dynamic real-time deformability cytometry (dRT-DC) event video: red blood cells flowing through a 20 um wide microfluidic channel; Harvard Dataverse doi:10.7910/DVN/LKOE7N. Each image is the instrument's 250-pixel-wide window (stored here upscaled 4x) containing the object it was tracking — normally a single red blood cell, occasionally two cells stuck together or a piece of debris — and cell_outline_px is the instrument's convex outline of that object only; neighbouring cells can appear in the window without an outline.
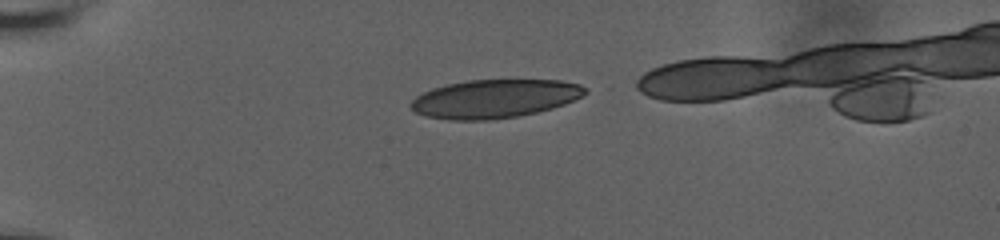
{"species": "human", "species_latin": "Homo sapiens", "temperature_condition": "room temperature", "stored_images_in_passage": 39, "camera_frame_rate_fps": 3000, "um_per_image_px": 0.085, "donor": {"sex": "male"}, "frame": {"image": 1, "passage_image": 1, "time_ms": 0.0, "image_size_px": [1000, 240], "cell_outline_px": [[588, 92], [564, 104], [552, 108], [536, 112], [516, 116], [488, 120], [448, 120], [424, 116], [416, 112], [408, 104], [416, 96], [432, 88], [448, 84], [468, 80], [560, 80], [580, 84], [588, 88]], "centroid_in_image_um": [42.02, 8.39], "position_along_channel_um": 43.0, "area_um2": 39.02}}
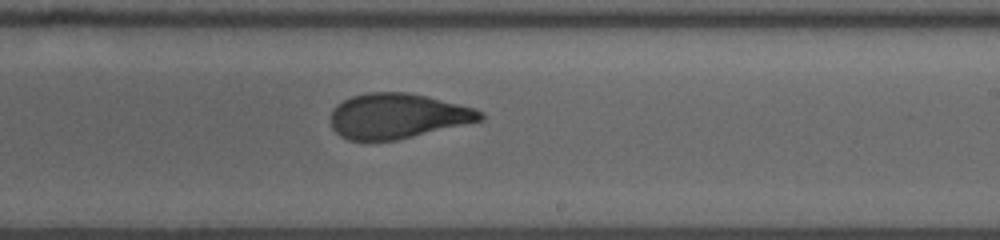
{"frame": {"image": 2, "passage_image": 22, "time_ms": 7.0, "image_size_px": [1000, 240], "cell_outline_px": [[484, 120], [396, 140], [348, 140], [340, 136], [332, 128], [332, 112], [336, 104], [352, 96], [368, 92], [408, 92], [472, 108], [484, 112]], "centroid_in_image_um": [33.77, 9.86], "position_along_channel_um": 255.2, "area_um2": 38.9}}
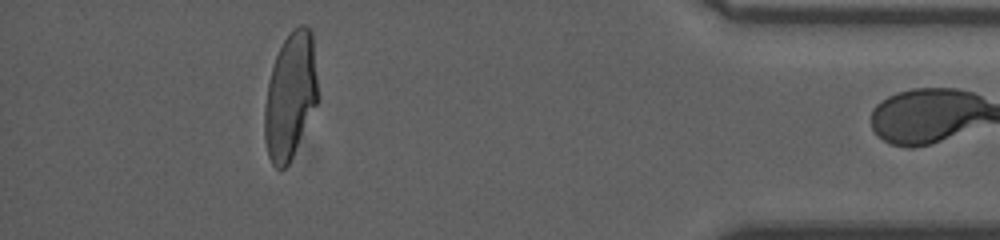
{"frame": {"image": 3, "passage_image": 38, "time_ms": 12.333, "image_size_px": [1000, 240], "cell_outline_px": [[316, 104], [292, 156], [288, 164], [284, 168], [276, 168], [272, 164], [268, 156], [264, 140], [264, 104], [268, 84], [272, 68], [276, 56], [284, 40], [292, 28], [300, 24], [304, 24], [312, 32], [316, 76]], "centroid_in_image_um": [24.64, 8.14], "position_along_channel_um": 410.6, "area_um2": 38.55}}